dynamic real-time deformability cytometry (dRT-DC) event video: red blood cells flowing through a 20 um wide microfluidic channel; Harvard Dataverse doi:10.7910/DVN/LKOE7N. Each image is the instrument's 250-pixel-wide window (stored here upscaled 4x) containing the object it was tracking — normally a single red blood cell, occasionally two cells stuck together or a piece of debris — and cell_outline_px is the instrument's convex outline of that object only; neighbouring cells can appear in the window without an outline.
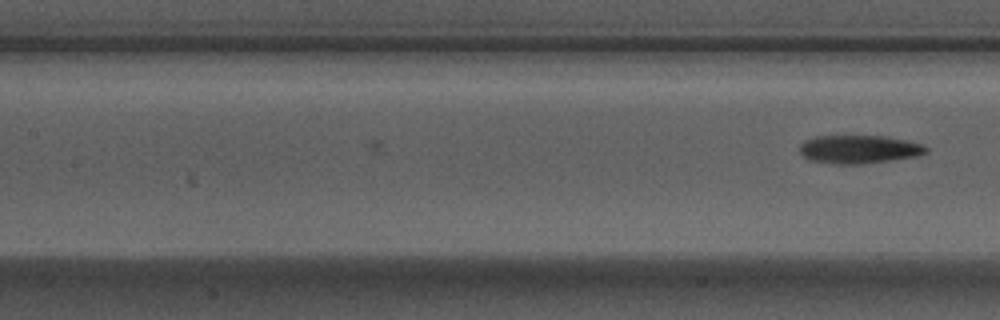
{"species": "Egyptian fruit bat (a non-hibernating species)", "species_latin": "Rousettus aegyptiacus", "temperature_condition": "warm", "stored_images_in_passage": 8, "camera_frame_rate_fps": 3000, "um_per_image_px": 0.085, "animal": {"sex": "male"}, "frame": {"image": 1, "passage_image": 8, "time_ms": 2.333, "image_size_px": [1000, 320], "cell_outline_px": [[928, 152], [916, 156], [860, 164], [832, 164], [808, 160], [800, 152], [800, 144], [804, 140], [816, 136], [880, 136], [904, 140], [920, 144], [928, 148]], "centroid_in_image_um": [72.95, 12.69], "position_along_channel_um": 134.5, "area_um2": 20.63}}